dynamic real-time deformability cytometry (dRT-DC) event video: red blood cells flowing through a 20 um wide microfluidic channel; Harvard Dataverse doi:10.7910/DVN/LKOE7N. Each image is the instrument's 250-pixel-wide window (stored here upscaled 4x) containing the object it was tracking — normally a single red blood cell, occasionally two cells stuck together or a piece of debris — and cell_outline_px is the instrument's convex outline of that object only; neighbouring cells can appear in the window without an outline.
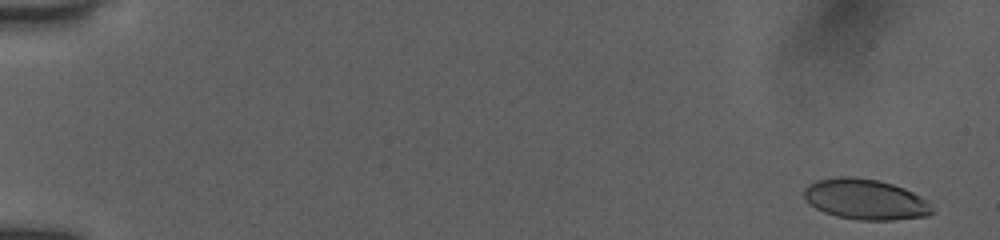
{"species": "human", "species_latin": "Homo sapiens", "temperature_condition": "room temperature", "stored_images_in_passage": 79, "camera_frame_rate_fps": 3000, "um_per_image_px": 0.085, "donor": {"sex": "female"}, "frame": {"image": 1, "passage_image": 5, "time_ms": 0.667, "image_size_px": [1000, 240], "cell_outline_px": [[936, 212], [928, 216], [892, 220], [860, 220], [836, 216], [824, 212], [808, 204], [804, 196], [804, 188], [808, 184], [816, 180], [840, 176], [848, 176], [876, 180], [892, 184], [904, 188], [928, 200]], "centroid_in_image_um": [73.57, 16.95], "position_along_channel_um": 11.4, "area_um2": 30.46}}
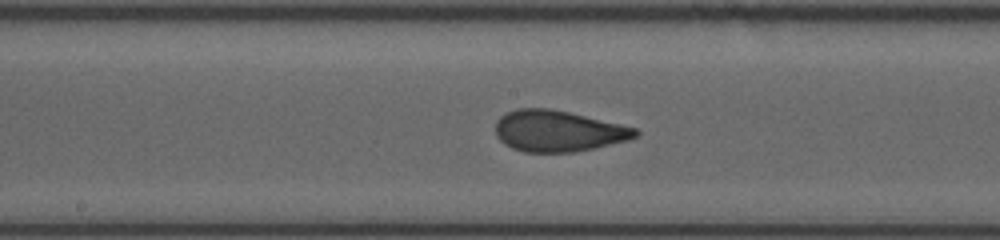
{"frame": {"image": 2, "passage_image": 44, "time_ms": 9.667, "image_size_px": [1000, 240], "cell_outline_px": [[640, 132], [636, 136], [628, 140], [576, 152], [524, 152], [512, 148], [504, 144], [496, 136], [496, 120], [500, 116], [516, 108], [548, 108], [568, 112], [620, 124], [636, 128]], "centroid_in_image_um": [47.41, 11.14], "position_along_channel_um": 200.8, "area_um2": 33.47}}
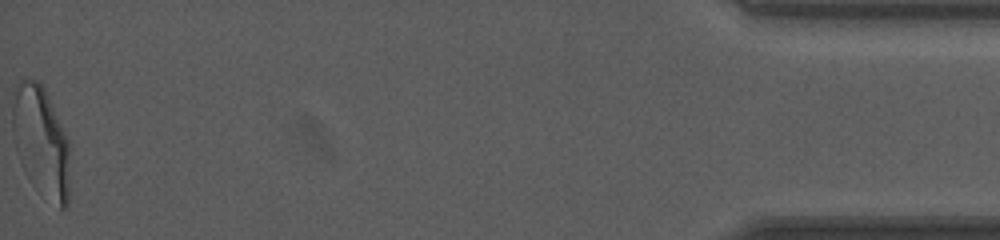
{"frame": {"image": 3, "passage_image": 78, "time_ms": 17.667, "image_size_px": [1000, 240], "cell_outline_px": [[68, 204], [64, 208], [60, 208], [12, 132], [12, 108], [20, 80], [40, 80], [44, 84], [68, 140]], "centroid_in_image_um": [3.58, 11.65], "position_along_channel_um": 431.6, "area_um2": 32.14}, "authors_computed_cell_mechanics": {"area_um2": 33.235, "velocity_mm_per_s": 3.9813, "shape_relaxation_time_tau1_ms": 5.2911, "shape_relaxation_time_tau2_ms": 0.8367, "deformation_change_tau1": 0.1832, "deformation_change_tau2": 0.0702}}